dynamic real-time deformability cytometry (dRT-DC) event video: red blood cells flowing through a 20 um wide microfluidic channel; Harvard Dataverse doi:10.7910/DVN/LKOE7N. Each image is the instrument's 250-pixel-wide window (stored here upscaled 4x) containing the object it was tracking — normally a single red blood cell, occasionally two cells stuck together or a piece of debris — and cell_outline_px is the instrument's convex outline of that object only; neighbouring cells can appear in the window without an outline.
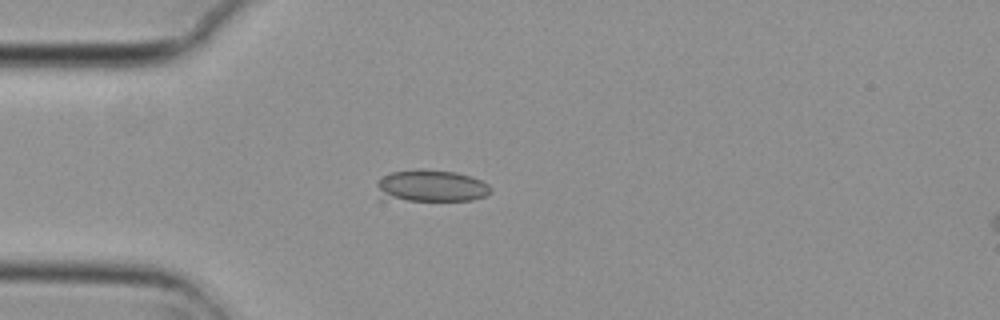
{"species": "common noctule bat (a hibernating species)", "species_latin": "Nyctalus noctula", "temperature_condition": "cold", "stored_images_in_passage": 4, "camera_frame_rate_fps": 3000, "um_per_image_px": 0.085, "animal": {"sex": "female", "body_mass_g": 29.2, "forearm_length_mm": 56.3}, "frame": {"image": 1, "passage_image": 3, "time_ms": 0.667, "image_size_px": [1000, 320], "cell_outline_px": [[492, 192], [484, 196], [472, 200], [380, 200], [376, 184], [376, 180], [392, 172], [456, 172], [472, 176], [488, 184], [492, 188]], "centroid_in_image_um": [36.63, 15.86], "position_along_channel_um": 48.4, "area_um2": 20.69}}